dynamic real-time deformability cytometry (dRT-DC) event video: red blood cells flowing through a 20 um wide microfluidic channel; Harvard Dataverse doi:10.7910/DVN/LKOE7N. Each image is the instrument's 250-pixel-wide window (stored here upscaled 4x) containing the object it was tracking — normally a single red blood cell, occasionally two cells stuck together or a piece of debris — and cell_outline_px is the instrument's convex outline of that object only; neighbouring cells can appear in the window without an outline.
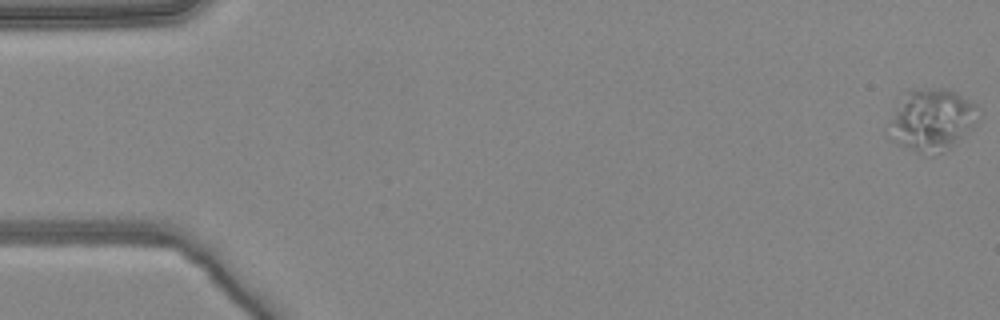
{"species": "common noctule bat (a hibernating species)", "species_latin": "Nyctalus noctula", "temperature_condition": "warm", "stored_images_in_passage": 5, "camera_frame_rate_fps": 3000, "um_per_image_px": 0.085, "animal": {"sex": "female", "body_mass_g": 24.6, "forearm_length_mm": 56.2}, "frame": {"image": 1, "passage_image": 1, "time_ms": 0.0, "image_size_px": [1000, 320], "cell_outline_px": [[980, 120], [972, 128], [944, 152], [932, 156], [896, 144], [892, 140], [888, 120], [896, 96], [908, 88], [948, 88], [956, 92], [976, 104]], "centroid_in_image_um": [79.14, 10.13], "position_along_channel_um": 5.9, "area_um2": 33.47}}
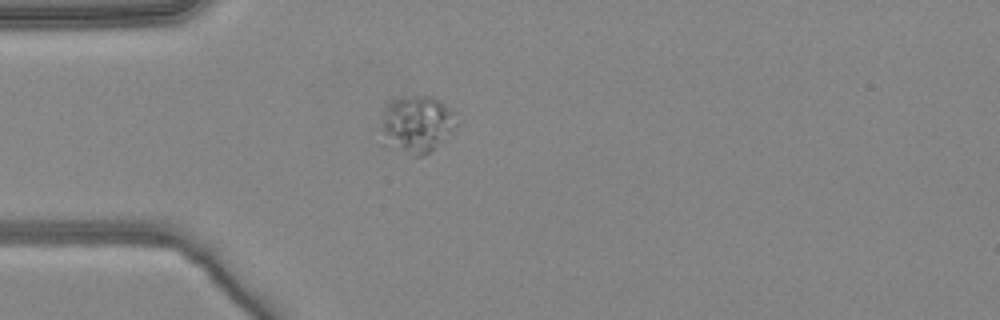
{"frame": {"image": 2, "passage_image": 4, "time_ms": 1.0, "image_size_px": [1000, 320], "cell_outline_px": [[460, 124], [432, 152], [424, 156], [412, 156], [384, 144], [380, 128], [384, 108], [388, 100], [404, 96], [432, 96], [440, 100], [456, 112], [460, 120]], "centroid_in_image_um": [35.46, 10.55], "position_along_channel_um": 49.5, "area_um2": 26.18}}